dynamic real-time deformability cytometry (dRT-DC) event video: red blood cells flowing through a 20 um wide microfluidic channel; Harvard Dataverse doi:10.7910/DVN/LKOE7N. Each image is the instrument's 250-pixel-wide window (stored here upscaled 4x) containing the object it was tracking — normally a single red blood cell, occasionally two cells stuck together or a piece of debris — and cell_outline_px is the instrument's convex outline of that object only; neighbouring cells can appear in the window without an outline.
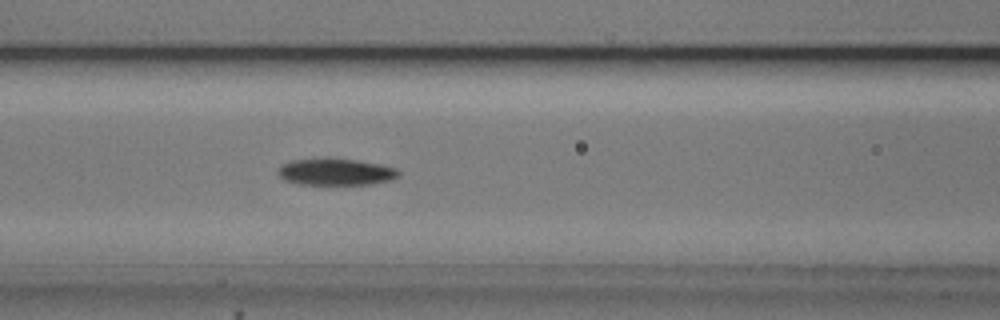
{"species": "common noctule bat (a hibernating species)", "species_latin": "Nyctalus noctula", "temperature_condition": "cold", "stored_images_in_passage": 40, "camera_frame_rate_fps": 3000, "um_per_image_px": 0.085, "animal": {"sex": "male", "body_mass_g": 20.5, "forearm_length_mm": 52.5}, "frame": {"image": 1, "passage_image": 11, "time_ms": 3.333, "image_size_px": [1000, 320], "cell_outline_px": [[400, 176], [392, 180], [372, 184], [300, 184], [284, 180], [276, 172], [284, 164], [292, 160], [328, 156], [356, 160], [380, 164], [396, 168], [400, 172]], "centroid_in_image_um": [28.56, 14.59], "position_along_channel_um": 138.0, "area_um2": 19.19}}
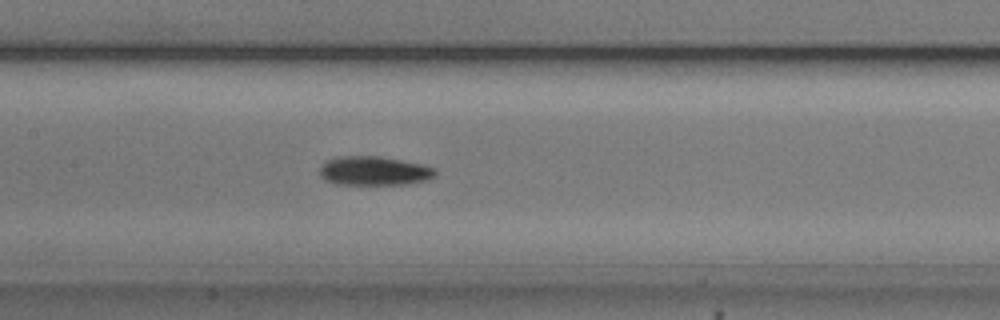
{"frame": {"image": 2, "passage_image": 14, "time_ms": 4.333, "image_size_px": [1000, 320], "cell_outline_px": [[436, 176], [428, 180], [408, 184], [336, 184], [324, 180], [320, 176], [320, 168], [328, 160], [340, 156], [380, 156], [424, 164], [436, 168]], "centroid_in_image_um": [31.85, 14.52], "position_along_channel_um": 175.6, "area_um2": 19.71}}
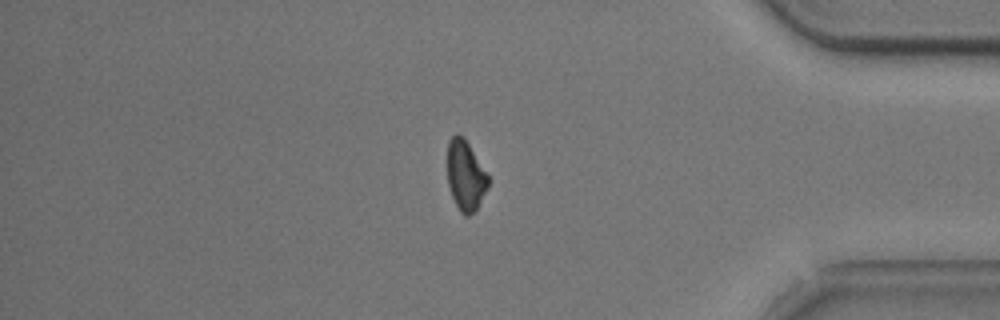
{"frame": {"image": 3, "passage_image": 34, "time_ms": 11.0, "image_size_px": [1000, 320], "cell_outline_px": [[488, 188], [476, 208], [468, 216], [464, 216], [460, 212], [452, 196], [448, 184], [448, 140], [456, 132], [464, 136], [488, 176]], "centroid_in_image_um": [39.55, 14.89], "position_along_channel_um": 395.6, "area_um2": 16.47}, "authors_computed_cell_mechanics": {"area_um2": 19.1896, "velocity_mm_per_s": 3.7373, "shape_relaxation_time_tau1_ms": 8.749, "shape_relaxation_time_tau2_ms": null, "deformation_change_tau1": 0.2161, "deformation_change_tau2": null}}